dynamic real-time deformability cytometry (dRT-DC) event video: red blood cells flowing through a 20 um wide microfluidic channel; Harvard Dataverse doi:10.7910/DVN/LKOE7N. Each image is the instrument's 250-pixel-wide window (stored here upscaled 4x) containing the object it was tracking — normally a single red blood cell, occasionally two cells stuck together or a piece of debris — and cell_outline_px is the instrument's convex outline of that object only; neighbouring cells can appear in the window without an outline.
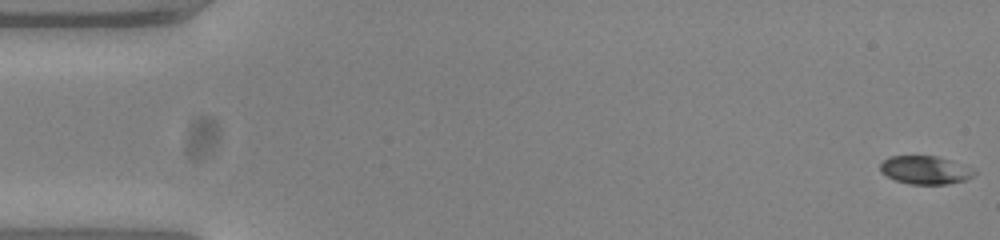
{"species": "common noctule bat (a hibernating species)", "species_latin": "Nyctalus noctula", "temperature_condition": "warm", "stored_images_in_passage": 53, "camera_frame_rate_fps": 3000, "um_per_image_px": 0.085, "animal": {"sex": "female", "body_mass_g": 23.0, "forearm_length_mm": 53.4}, "frame": {"image": 1, "passage_image": 1, "time_ms": 0.0, "image_size_px": [1000, 240], "cell_outline_px": [[976, 172], [968, 180], [948, 184], [912, 184], [896, 180], [880, 172], [880, 164], [888, 156], [936, 156], [948, 160]], "centroid_in_image_um": [78.58, 14.46], "position_along_channel_um": 6.4, "area_um2": 15.09}}
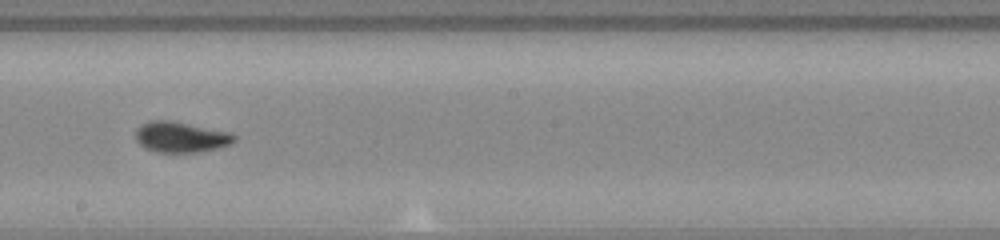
{"frame": {"image": 2, "passage_image": 30, "time_ms": 9.667, "image_size_px": [1000, 240], "cell_outline_px": [[236, 140], [232, 144], [216, 148], [196, 152], [156, 152], [140, 144], [136, 140], [136, 128], [152, 120], [172, 120], [228, 132], [236, 136]], "centroid_in_image_um": [15.38, 11.64], "position_along_channel_um": 232.8, "area_um2": 17.4}}
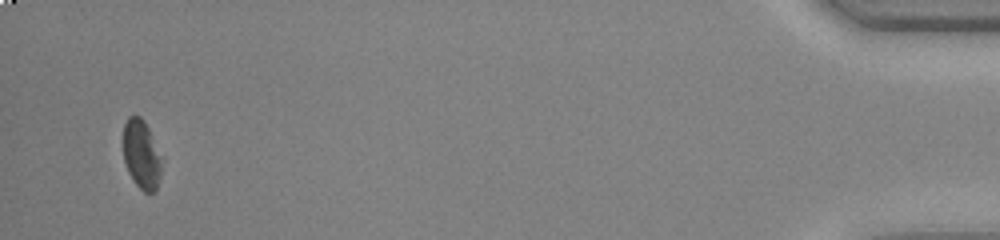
{"frame": {"image": 3, "passage_image": 52, "time_ms": 17.0, "image_size_px": [1000, 240], "cell_outline_px": [[164, 156], [160, 176], [156, 192], [144, 192], [136, 184], [128, 172], [124, 160], [124, 124], [128, 116], [140, 116], [144, 120]], "centroid_in_image_um": [12.08, 13.13], "position_along_channel_um": 423.1, "area_um2": 15.84}}